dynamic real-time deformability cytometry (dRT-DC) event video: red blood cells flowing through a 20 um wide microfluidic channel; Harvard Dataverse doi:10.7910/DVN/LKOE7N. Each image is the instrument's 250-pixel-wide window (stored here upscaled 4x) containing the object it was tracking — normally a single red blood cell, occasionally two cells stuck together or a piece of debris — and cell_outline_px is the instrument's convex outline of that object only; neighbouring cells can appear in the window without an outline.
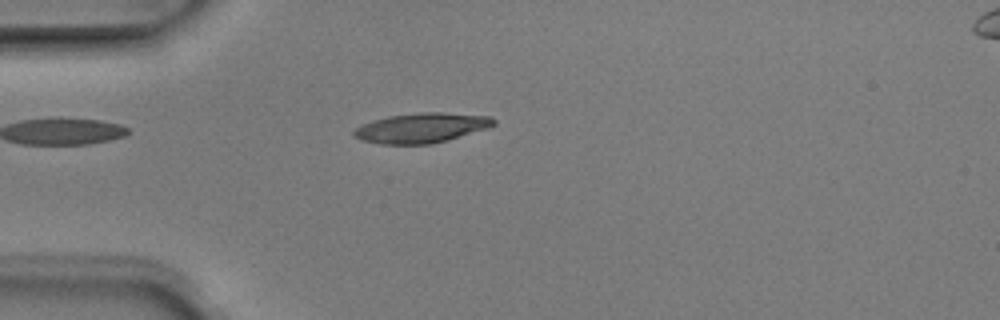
{"species": "Egyptian fruit bat (a non-hibernating species)", "species_latin": "Rousettus aegyptiacus", "temperature_condition": "room temperature", "stored_images_in_passage": 5, "camera_frame_rate_fps": 3000, "um_per_image_px": 0.085, "animal": {"sex": "male"}, "frame": {"image": 1, "passage_image": 5, "time_ms": 1.333, "image_size_px": [1000, 320], "cell_outline_px": [[496, 124], [488, 128], [448, 140], [428, 144], [380, 144], [360, 140], [352, 136], [352, 132], [356, 128], [372, 120], [388, 116], [420, 112], [440, 112], [488, 116], [496, 120]], "centroid_in_image_um": [35.8, 10.87], "position_along_channel_um": 49.2, "area_um2": 24.33}}